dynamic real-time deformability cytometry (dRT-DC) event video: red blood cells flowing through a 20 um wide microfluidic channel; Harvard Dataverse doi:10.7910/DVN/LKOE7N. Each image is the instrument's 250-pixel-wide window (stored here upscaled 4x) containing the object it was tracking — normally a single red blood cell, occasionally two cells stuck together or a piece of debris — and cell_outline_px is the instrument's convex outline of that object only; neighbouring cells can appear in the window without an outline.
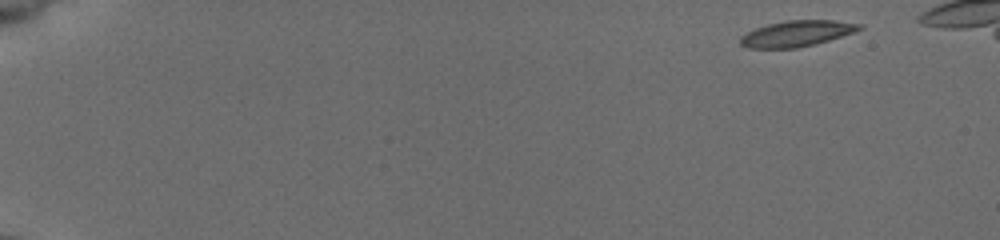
{"species": "common noctule bat (a hibernating species)", "species_latin": "Nyctalus noctula", "temperature_condition": "cold", "stored_images_in_passage": 48, "camera_frame_rate_fps": 3000, "um_per_image_px": 0.085, "animal": {"sex": "female", "body_mass_g": 19.5, "forearm_length_mm": 54.1}, "frame": {"image": 1, "passage_image": 1, "time_ms": 0.0, "image_size_px": [1000, 240], "cell_outline_px": [[864, 28], [828, 40], [796, 48], [748, 48], [740, 44], [740, 36], [756, 28], [768, 24], [788, 20], [832, 20], [864, 24]], "centroid_in_image_um": [67.71, 2.84], "position_along_channel_um": 17.3, "area_um2": 17.74}}
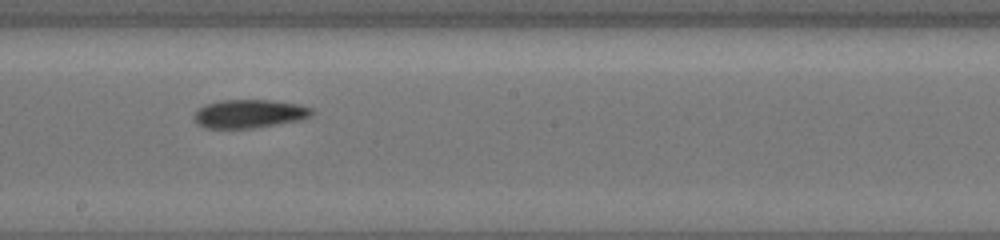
{"frame": {"image": 2, "passage_image": 29, "time_ms": 9.333, "image_size_px": [1000, 240], "cell_outline_px": [[316, 112], [312, 116], [300, 120], [252, 128], [208, 128], [196, 124], [196, 112], [204, 104], [220, 100], [272, 100], [300, 104], [312, 108]], "centroid_in_image_um": [21.25, 9.66], "position_along_channel_um": 226.9, "area_um2": 19.54}}
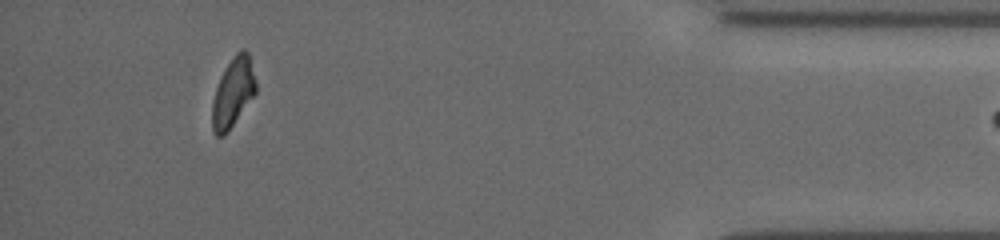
{"frame": {"image": 3, "passage_image": 47, "time_ms": 15.333, "image_size_px": [1000, 240], "cell_outline_px": [[256, 92], [228, 132], [224, 136], [216, 136], [212, 128], [212, 100], [220, 76], [232, 56], [240, 48], [244, 48], [248, 52], [256, 80]], "centroid_in_image_um": [19.8, 7.84], "position_along_channel_um": 415.4, "area_um2": 17.74}}